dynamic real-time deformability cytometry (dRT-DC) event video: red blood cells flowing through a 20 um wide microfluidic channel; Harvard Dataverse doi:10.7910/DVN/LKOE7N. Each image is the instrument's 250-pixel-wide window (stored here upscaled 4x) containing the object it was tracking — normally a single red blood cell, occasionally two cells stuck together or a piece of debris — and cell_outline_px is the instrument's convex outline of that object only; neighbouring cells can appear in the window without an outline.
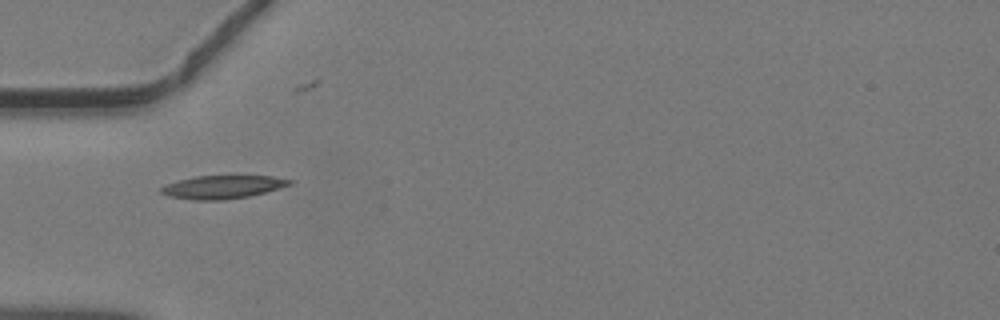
{"species": "common noctule bat (a hibernating species)", "species_latin": "Nyctalus noctula", "temperature_condition": "warm", "stored_images_in_passage": 29, "camera_frame_rate_fps": 3000, "um_per_image_px": 0.085, "animal": {"sex": "male", "body_mass_g": 19.2, "forearm_length_mm": 51.8}, "frame": {"image": 1, "passage_image": 1, "time_ms": 0.0, "image_size_px": [1000, 320], "cell_outline_px": [[296, 180], [292, 184], [280, 188], [248, 196], [224, 200], [192, 200], [168, 196], [160, 192], [160, 188], [164, 184], [196, 176], [272, 176]], "centroid_in_image_um": [18.93, 15.89], "position_along_channel_um": 66.1, "area_um2": 17.4}}
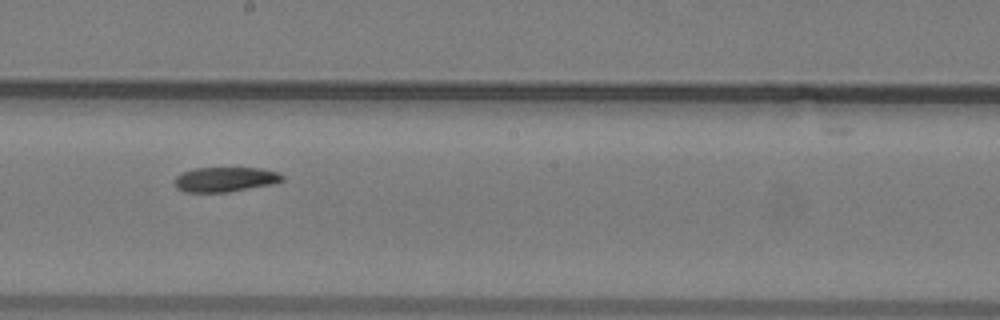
{"frame": {"image": 2, "passage_image": 12, "time_ms": 3.667, "image_size_px": [1000, 320], "cell_outline_px": [[284, 180], [272, 184], [228, 192], [184, 192], [176, 188], [176, 176], [184, 172], [196, 168], [260, 168], [276, 172], [284, 176]], "centroid_in_image_um": [19.15, 15.25], "position_along_channel_um": 229.1, "area_um2": 15.37}}
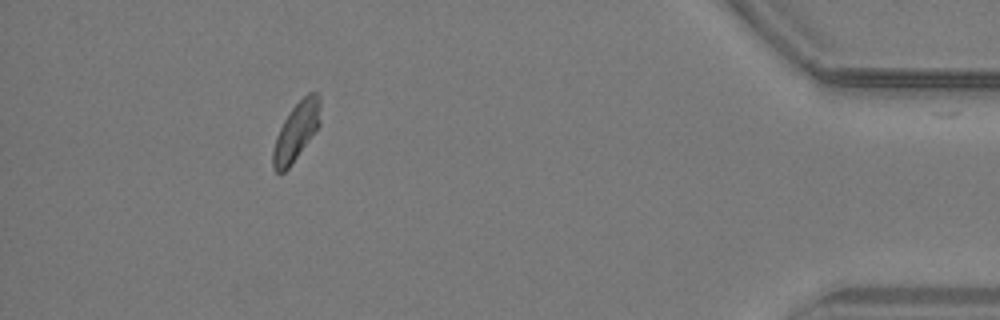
{"frame": {"image": 3, "passage_image": 28, "time_ms": 9.0, "image_size_px": [1000, 320], "cell_outline_px": [[320, 124], [288, 168], [284, 172], [276, 172], [272, 168], [272, 152], [276, 136], [284, 120], [292, 108], [308, 92], [316, 92], [320, 96]], "centroid_in_image_um": [25.17, 11.16], "position_along_channel_um": 410.0, "area_um2": 15.78}}